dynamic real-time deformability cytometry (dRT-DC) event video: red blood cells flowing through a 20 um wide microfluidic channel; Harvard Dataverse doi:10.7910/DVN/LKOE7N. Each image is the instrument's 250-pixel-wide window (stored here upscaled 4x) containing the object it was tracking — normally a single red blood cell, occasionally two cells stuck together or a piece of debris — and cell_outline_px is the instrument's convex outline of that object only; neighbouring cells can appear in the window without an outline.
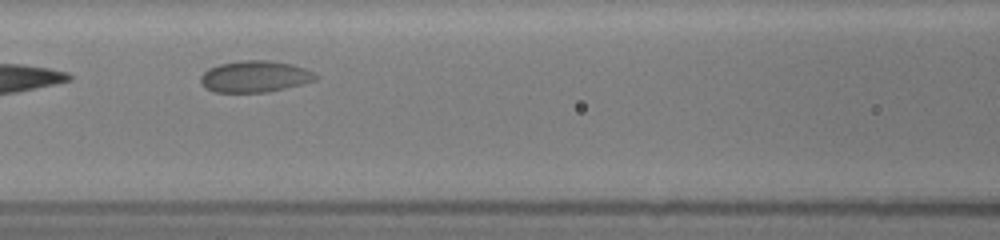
{"species": "common noctule bat (a hibernating species)", "species_latin": "Nyctalus noctula", "temperature_condition": "room temperature", "stored_images_in_passage": 24, "camera_frame_rate_fps": 3000, "um_per_image_px": 0.085, "animal": {"sex": "female", "body_mass_g": 19.5, "forearm_length_mm": 54.1}, "frame": {"image": 1, "passage_image": 6, "time_ms": 2.667, "image_size_px": [1000, 240], "cell_outline_px": [[320, 76], [316, 80], [268, 92], [212, 92], [204, 88], [200, 84], [200, 76], [208, 68], [220, 64], [240, 60], [268, 60], [292, 64], [304, 68]], "centroid_in_image_um": [21.62, 6.5], "position_along_channel_um": 145.0, "area_um2": 21.21}}
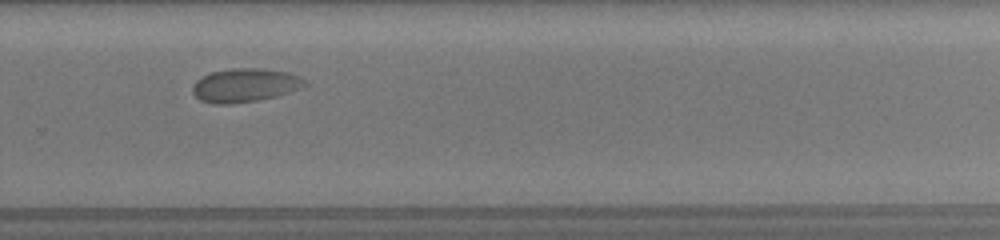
{"frame": {"image": 2, "passage_image": 14, "time_ms": 7.0, "image_size_px": [1000, 240], "cell_outline_px": [[308, 84], [300, 88], [276, 96], [256, 100], [228, 104], [212, 104], [200, 100], [192, 92], [192, 84], [196, 80], [212, 72], [232, 68], [260, 68], [288, 72], [300, 76]], "centroid_in_image_um": [20.8, 7.24], "position_along_channel_um": 309.0, "area_um2": 21.91}}
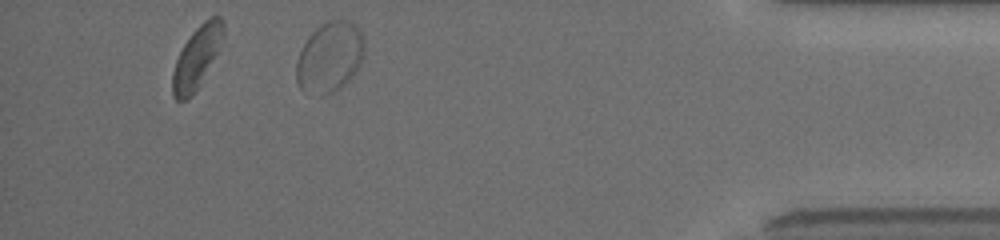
{"frame": {"image": 3, "passage_image": 21, "time_ms": 10.667, "image_size_px": [1000, 240], "cell_outline_px": [[364, 56], [360, 64], [352, 76], [340, 88], [324, 96], [320, 96], [300, 88], [296, 80], [296, 64], [300, 52], [308, 36], [320, 24], [328, 20], [340, 20], [352, 24], [360, 32], [364, 40]], "centroid_in_image_um": [28.01, 4.87], "position_along_channel_um": 407.2, "area_um2": 27.63}, "authors_computed_cell_mechanics": {"area_um2": 21.386, "velocity_mm_per_s": 3.8486, "shape_relaxation_time_tau1_ms": 1.7952, "shape_relaxation_time_tau2_ms": null, "deformation_change_tau1": 0.1065, "deformation_change_tau2": null}}